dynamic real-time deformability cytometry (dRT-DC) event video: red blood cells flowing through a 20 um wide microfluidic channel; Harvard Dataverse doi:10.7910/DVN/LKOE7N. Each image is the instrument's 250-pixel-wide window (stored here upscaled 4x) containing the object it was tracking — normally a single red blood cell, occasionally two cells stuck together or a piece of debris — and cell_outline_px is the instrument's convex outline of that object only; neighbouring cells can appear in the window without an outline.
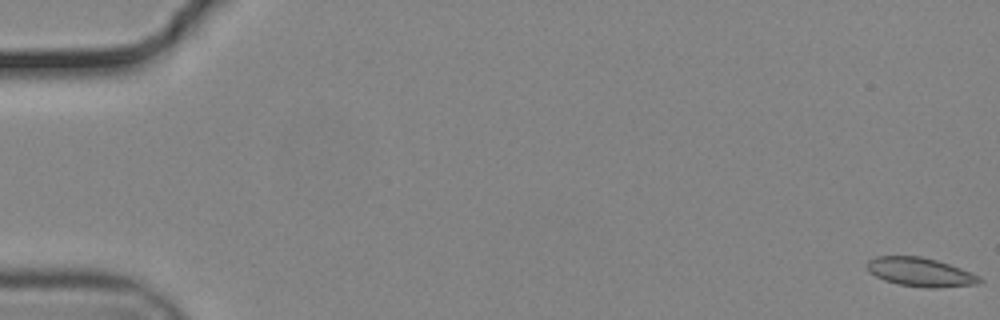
{"species": "common noctule bat (a hibernating species)", "species_latin": "Nyctalus noctula", "temperature_condition": "cold", "stored_images_in_passage": 56, "camera_frame_rate_fps": 3000, "um_per_image_px": 0.085, "animal": {"sex": "male", "body_mass_g": 19.2, "forearm_length_mm": 51.8}, "frame": {"image": 1, "passage_image": 1, "time_ms": 0.0, "image_size_px": [1000, 320], "cell_outline_px": [[984, 280], [976, 284], [936, 288], [932, 288], [900, 284], [884, 280], [868, 272], [868, 260], [876, 256], [920, 256], [936, 260], [960, 268], [980, 276]], "centroid_in_image_um": [78.23, 23.12], "position_along_channel_um": 6.8, "area_um2": 18.67}}
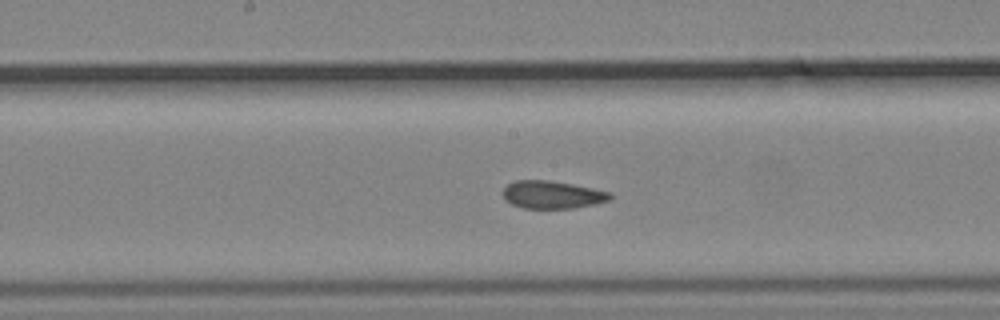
{"frame": {"image": 2, "passage_image": 30, "time_ms": 9.667, "image_size_px": [1000, 320], "cell_outline_px": [[612, 196], [608, 200], [592, 204], [572, 208], [524, 208], [512, 204], [504, 200], [504, 188], [508, 184], [516, 180], [548, 180], [572, 184], [612, 192]], "centroid_in_image_um": [46.92, 16.54], "position_along_channel_um": 201.3, "area_um2": 17.11}}
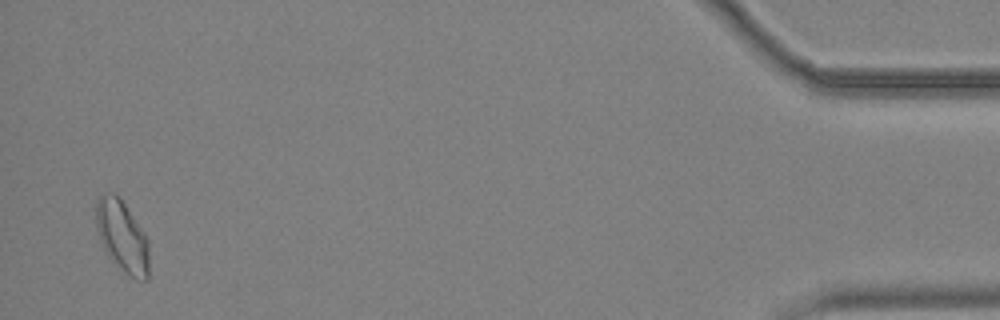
{"frame": {"image": 3, "passage_image": 55, "time_ms": 18.0, "image_size_px": [1000, 320], "cell_outline_px": [[148, 280], [136, 280], [128, 276], [104, 248], [96, 224], [96, 200], [104, 192], [112, 192], [120, 196], [144, 232], [148, 240]], "centroid_in_image_um": [10.41, 20.04], "position_along_channel_um": 424.8, "area_um2": 21.85}, "authors_computed_cell_mechanics": {"area_um2": 18.4671, "velocity_mm_per_s": 3.6959, "shape_relaxation_time_tau1_ms": null, "shape_relaxation_time_tau2_ms": 1.8293, "deformation_change_tau1": null, "deformation_change_tau2": 0.0726}}